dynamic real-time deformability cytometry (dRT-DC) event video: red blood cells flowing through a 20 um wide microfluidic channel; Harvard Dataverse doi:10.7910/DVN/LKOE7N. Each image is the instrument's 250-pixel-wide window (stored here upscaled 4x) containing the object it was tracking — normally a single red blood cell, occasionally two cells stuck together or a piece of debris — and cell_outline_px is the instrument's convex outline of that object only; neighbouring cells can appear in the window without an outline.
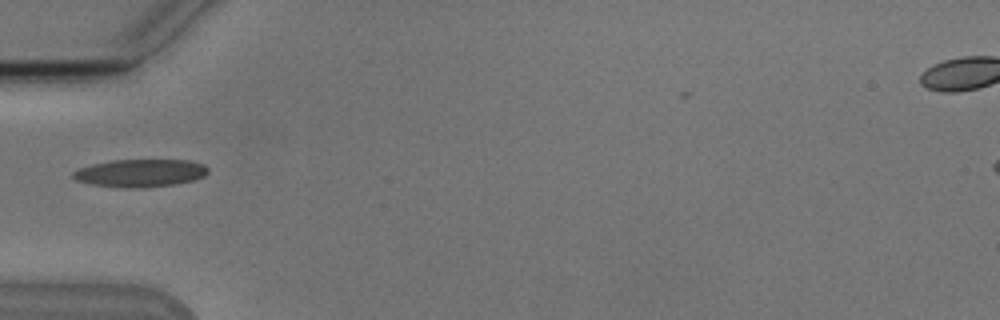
{"species": "Egyptian fruit bat (a non-hibernating species)", "species_latin": "Rousettus aegyptiacus", "temperature_condition": "cold", "stored_images_in_passage": 3, "camera_frame_rate_fps": 3000, "um_per_image_px": 0.085, "animal": {"sex": "male"}, "frame": {"image": 1, "passage_image": 3, "time_ms": 2.0, "image_size_px": [1000, 320], "cell_outline_px": [[208, 172], [204, 176], [192, 180], [176, 184], [140, 188], [124, 188], [92, 184], [76, 180], [72, 176], [72, 172], [80, 168], [92, 164], [112, 160], [188, 160], [204, 164], [208, 168]], "centroid_in_image_um": [11.93, 14.71], "position_along_channel_um": 73.1, "area_um2": 21.79}}